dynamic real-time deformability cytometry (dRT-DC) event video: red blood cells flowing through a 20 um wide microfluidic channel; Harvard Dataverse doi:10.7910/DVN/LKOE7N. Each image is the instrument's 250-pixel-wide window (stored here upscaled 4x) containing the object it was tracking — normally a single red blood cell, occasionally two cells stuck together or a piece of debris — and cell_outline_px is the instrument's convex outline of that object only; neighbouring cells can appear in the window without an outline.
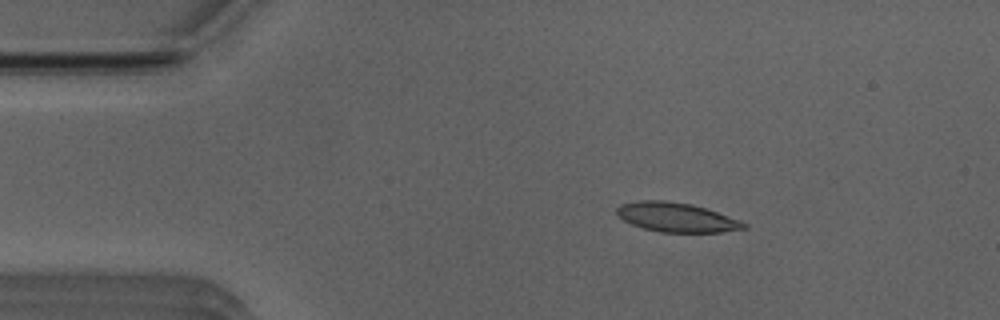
{"species": "Egyptian fruit bat (a non-hibernating species)", "species_latin": "Rousettus aegyptiacus", "temperature_condition": "room temperature", "stored_images_in_passage": 44, "camera_frame_rate_fps": 3000, "um_per_image_px": 0.085, "animal": {"sex": "male"}, "frame": {"image": 1, "passage_image": 1, "time_ms": 0.0, "image_size_px": [1000, 320], "cell_outline_px": [[748, 228], [720, 232], [660, 232], [644, 228], [632, 224], [616, 216], [616, 208], [620, 204], [640, 200], [664, 200], [692, 204], [740, 220], [748, 224]], "centroid_in_image_um": [57.47, 18.47], "position_along_channel_um": 27.5, "area_um2": 21.68}}
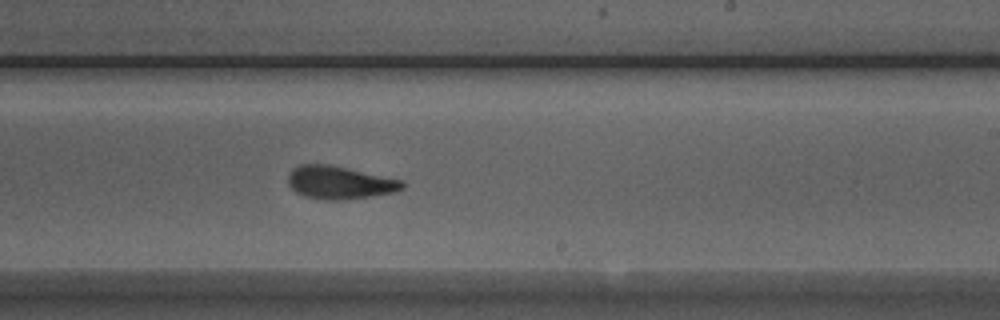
{"frame": {"image": 2, "passage_image": 23, "time_ms": 7.333, "image_size_px": [1000, 320], "cell_outline_px": [[404, 188], [396, 192], [372, 196], [340, 200], [328, 200], [304, 196], [296, 192], [288, 184], [288, 176], [292, 168], [300, 164], [328, 164], [404, 180]], "centroid_in_image_um": [28.87, 15.51], "position_along_channel_um": 260.1, "area_um2": 21.96}}
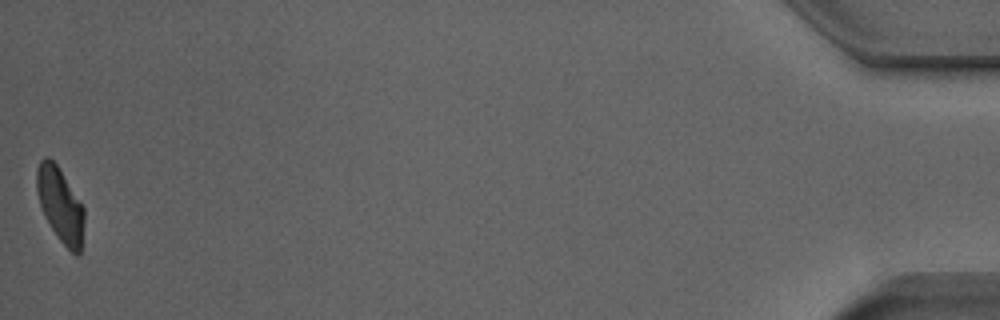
{"frame": {"image": 3, "passage_image": 44, "time_ms": 14.333, "image_size_px": [1000, 320], "cell_outline_px": [[84, 220], [80, 256], [76, 256], [60, 240], [44, 216], [40, 204], [36, 188], [36, 168], [40, 160], [44, 156], [48, 156], [56, 164], [84, 208]], "centroid_in_image_um": [5.11, 17.41], "position_along_channel_um": 430.1, "area_um2": 20.35}, "authors_computed_cell_mechanics": {"area_um2": 21.9351, "velocity_mm_per_s": 3.9265, "shape_relaxation_time_tau1_ms": 3.8891, "shape_relaxation_time_tau2_ms": 1.2885, "deformation_change_tau1": 0.1381, "deformation_change_tau2": 0.0745}}